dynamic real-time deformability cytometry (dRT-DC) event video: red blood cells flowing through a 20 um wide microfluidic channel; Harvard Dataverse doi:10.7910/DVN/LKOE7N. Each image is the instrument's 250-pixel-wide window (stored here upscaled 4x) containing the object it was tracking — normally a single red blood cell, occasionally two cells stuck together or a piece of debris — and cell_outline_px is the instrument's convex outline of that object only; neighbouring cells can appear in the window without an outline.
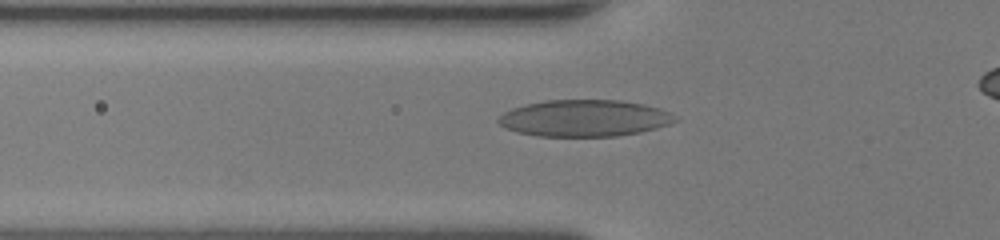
{"species": "human", "species_latin": "Homo sapiens", "temperature_condition": "room temperature", "stored_images_in_passage": 45, "camera_frame_rate_fps": 3000, "um_per_image_px": 0.085, "donor": {"sex": "female"}, "frame": {"image": 1, "passage_image": 18, "time_ms": 5.667, "image_size_px": [1000, 240], "cell_outline_px": [[676, 120], [668, 124], [656, 128], [640, 132], [616, 136], [536, 136], [516, 132], [504, 128], [496, 120], [504, 112], [512, 108], [544, 100], [620, 100], [644, 104], [660, 108], [672, 112], [676, 116]], "centroid_in_image_um": [49.67, 10.04], "position_along_channel_um": 76.1, "area_um2": 37.86}}
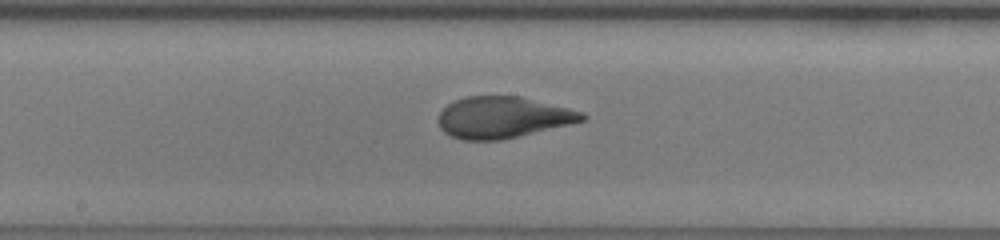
{"frame": {"image": 2, "passage_image": 27, "time_ms": 8.667, "image_size_px": [1000, 240], "cell_outline_px": [[588, 116], [584, 120], [568, 124], [500, 140], [460, 140], [448, 136], [440, 128], [436, 120], [440, 112], [448, 104], [464, 96], [520, 96], [584, 112]], "centroid_in_image_um": [42.68, 9.97], "position_along_channel_um": 205.5, "area_um2": 34.62}}
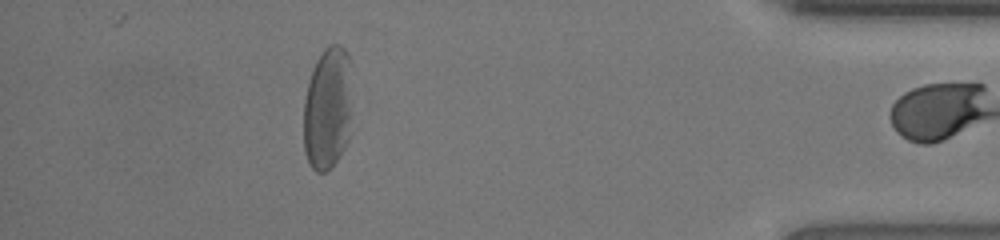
{"frame": {"image": 3, "passage_image": 44, "time_ms": 14.333, "image_size_px": [1000, 240], "cell_outline_px": [[352, 64], [348, 140], [344, 148], [336, 160], [324, 172], [316, 172], [312, 168], [304, 152], [304, 100], [308, 80], [312, 68], [316, 60], [324, 48], [328, 44], [340, 44], [344, 48]], "centroid_in_image_um": [27.84, 9.14], "position_along_channel_um": 407.4, "area_um2": 35.08}, "authors_computed_cell_mechanics": {"area_um2": 35.4314, "velocity_mm_per_s": 4.3327, "shape_relaxation_time_tau1_ms": 4.7817, "shape_relaxation_time_tau2_ms": 0.7406, "deformation_change_tau1": 0.207, "deformation_change_tau2": 0.0525}}